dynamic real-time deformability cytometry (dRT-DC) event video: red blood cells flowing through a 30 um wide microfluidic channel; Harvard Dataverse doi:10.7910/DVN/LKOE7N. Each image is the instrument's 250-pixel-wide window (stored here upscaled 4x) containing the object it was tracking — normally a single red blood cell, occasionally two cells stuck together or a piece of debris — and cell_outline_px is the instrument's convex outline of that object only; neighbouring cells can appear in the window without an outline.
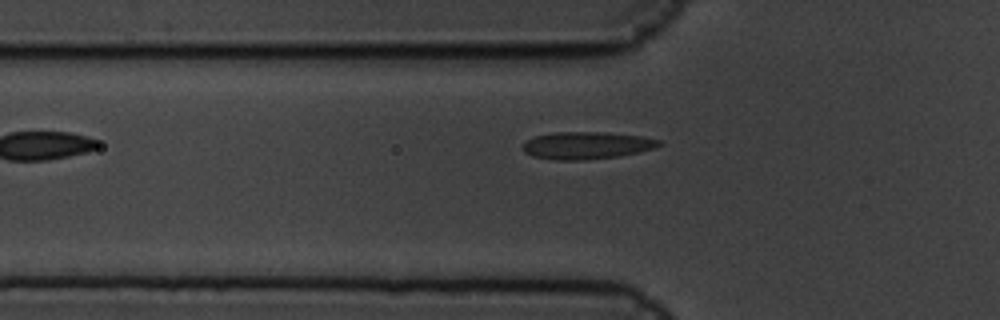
{"species": "common noctule bat (a hibernating species)", "species_latin": "Nyctalus noctula", "temperature_condition": "cold", "stored_images_in_passage": 6, "camera_frame_rate_fps": 3000, "um_per_image_px": 0.085, "animal": {"sex": "male", "body_mass_g": 19.5, "forearm_length_mm": 54.6}, "frame": {"image": 1, "passage_image": 6, "time_ms": 1.667, "image_size_px": [1000, 320], "cell_outline_px": [[664, 144], [656, 148], [640, 152], [616, 156], [584, 160], [556, 160], [532, 156], [524, 152], [520, 148], [524, 140], [536, 136], [552, 132], [604, 132], [644, 136], [660, 140]], "centroid_in_image_um": [49.85, 12.35], "position_along_channel_um": 75.9, "area_um2": 22.02}}